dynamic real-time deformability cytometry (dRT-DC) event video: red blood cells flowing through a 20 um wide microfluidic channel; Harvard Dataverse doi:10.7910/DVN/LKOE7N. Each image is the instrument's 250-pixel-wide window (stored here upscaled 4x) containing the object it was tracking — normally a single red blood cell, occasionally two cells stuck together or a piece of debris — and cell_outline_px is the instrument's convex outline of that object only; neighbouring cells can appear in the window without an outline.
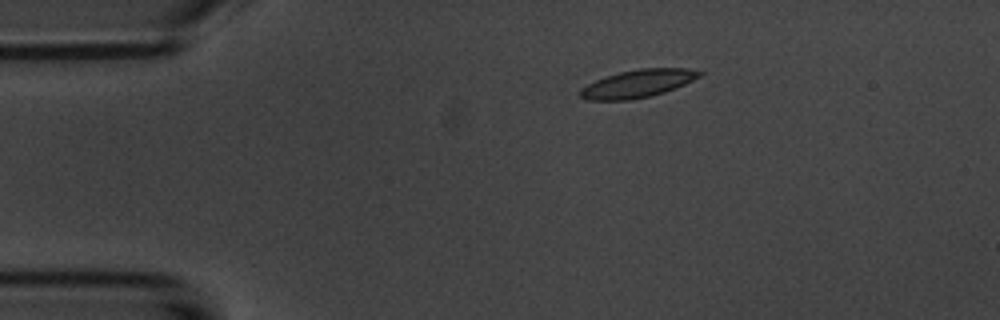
{"species": "common noctule bat (a hibernating species)", "species_latin": "Nyctalus noctula", "temperature_condition": "room temperature", "stored_images_in_passage": 5, "camera_frame_rate_fps": 3000, "um_per_image_px": 0.085, "animal": {"sex": "male", "body_mass_g": 20.1, "forearm_length_mm": 53.5}, "frame": {"image": 1, "passage_image": 1, "time_ms": 0.0, "image_size_px": [1000, 320], "cell_outline_px": [[704, 72], [700, 76], [676, 88], [664, 92], [632, 100], [588, 100], [580, 96], [580, 88], [596, 80], [620, 72], [640, 68], [688, 68]], "centroid_in_image_um": [54.22, 7.1], "position_along_channel_um": 30.8, "area_um2": 19.13}}
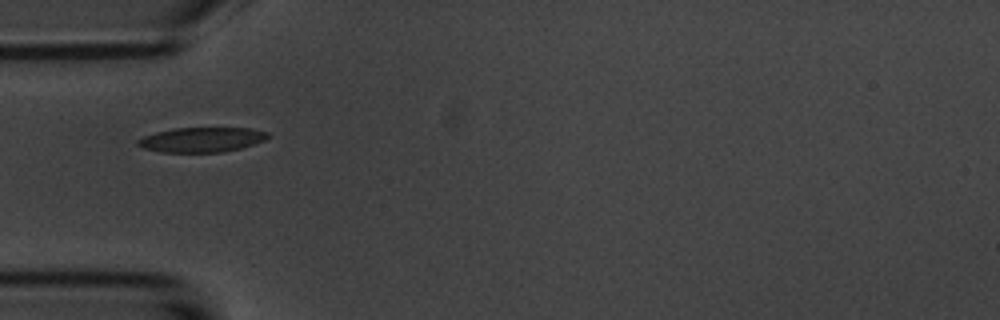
{"frame": {"image": 2, "passage_image": 3, "time_ms": 2.333, "image_size_px": [1000, 320], "cell_outline_px": [[268, 136], [264, 140], [240, 148], [224, 152], [160, 152], [144, 148], [136, 144], [136, 140], [144, 136], [156, 132], [176, 128], [252, 128], [268, 132]], "centroid_in_image_um": [17.12, 11.87], "position_along_channel_um": 67.9, "area_um2": 18.67}}
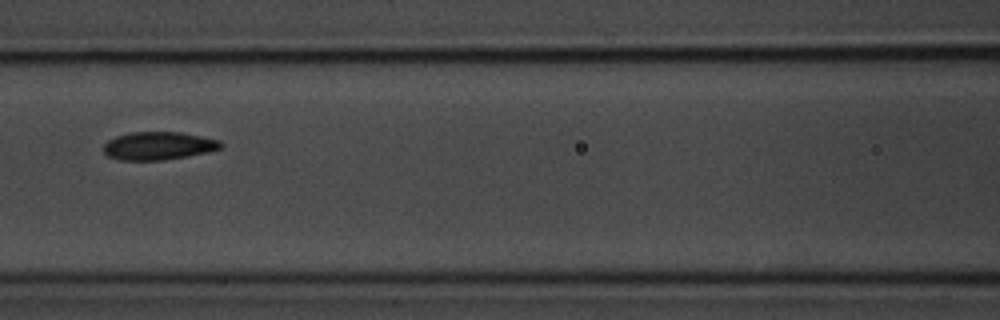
{"frame": {"image": 3, "passage_image": 5, "time_ms": 4.667, "image_size_px": [1000, 320], "cell_outline_px": [[224, 144], [220, 148], [208, 152], [188, 156], [164, 160], [116, 160], [108, 156], [104, 152], [104, 144], [108, 140], [116, 136], [128, 132], [180, 132], [220, 140]], "centroid_in_image_um": [13.45, 12.39], "position_along_channel_um": 153.1, "area_um2": 19.25}}